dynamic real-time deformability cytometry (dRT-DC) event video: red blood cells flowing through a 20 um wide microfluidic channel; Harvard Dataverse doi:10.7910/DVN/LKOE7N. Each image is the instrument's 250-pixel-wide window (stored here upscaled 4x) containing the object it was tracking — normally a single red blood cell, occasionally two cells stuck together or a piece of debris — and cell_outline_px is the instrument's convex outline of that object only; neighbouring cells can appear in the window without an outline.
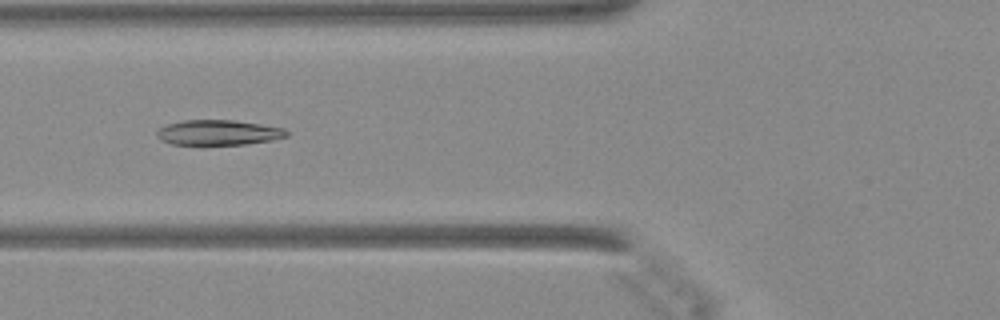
{"species": "Egyptian fruit bat (a non-hibernating species)", "species_latin": "Rousettus aegyptiacus", "temperature_condition": "warm", "stored_images_in_passage": 34, "camera_frame_rate_fps": 3000, "um_per_image_px": 0.085, "animal": {"sex": "female"}, "frame": {"image": 1, "passage_image": 5, "time_ms": 1.333, "image_size_px": [1000, 320], "cell_outline_px": [[288, 136], [272, 140], [244, 144], [172, 144], [160, 140], [156, 136], [156, 132], [160, 128], [168, 124], [184, 120], [232, 120], [260, 124], [284, 128], [288, 132]], "centroid_in_image_um": [18.56, 11.26], "position_along_channel_um": 107.2, "area_um2": 18.84}}
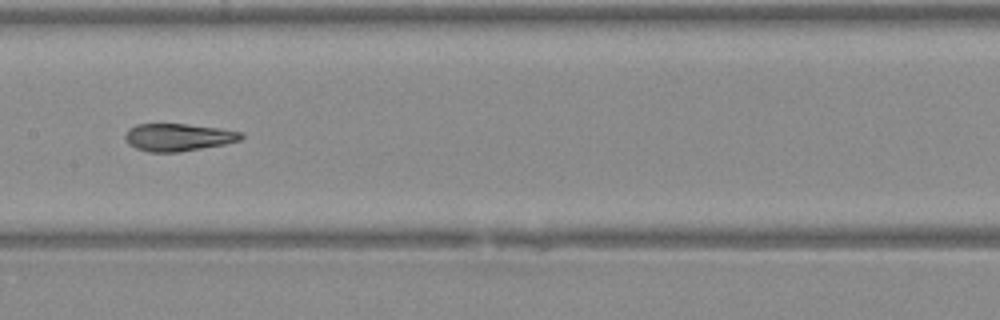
{"frame": {"image": 2, "passage_image": 11, "time_ms": 3.333, "image_size_px": [1000, 320], "cell_outline_px": [[244, 136], [240, 140], [224, 144], [180, 152], [148, 152], [136, 148], [128, 144], [124, 136], [128, 128], [136, 124], [184, 124], [216, 128], [240, 132]], "centroid_in_image_um": [15.09, 11.67], "position_along_channel_um": 192.3, "area_um2": 18.44}}
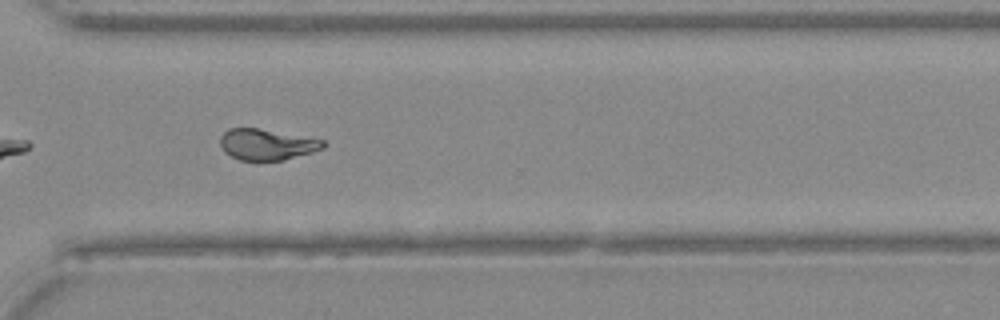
{"frame": {"image": 3, "passage_image": 22, "time_ms": 7.0, "image_size_px": [1000, 320], "cell_outline_px": [[324, 148], [312, 152], [284, 160], [240, 160], [224, 152], [220, 144], [220, 136], [228, 128], [256, 128], [324, 140]], "centroid_in_image_um": [22.64, 12.28], "position_along_channel_um": 348.0, "area_um2": 18.38}}